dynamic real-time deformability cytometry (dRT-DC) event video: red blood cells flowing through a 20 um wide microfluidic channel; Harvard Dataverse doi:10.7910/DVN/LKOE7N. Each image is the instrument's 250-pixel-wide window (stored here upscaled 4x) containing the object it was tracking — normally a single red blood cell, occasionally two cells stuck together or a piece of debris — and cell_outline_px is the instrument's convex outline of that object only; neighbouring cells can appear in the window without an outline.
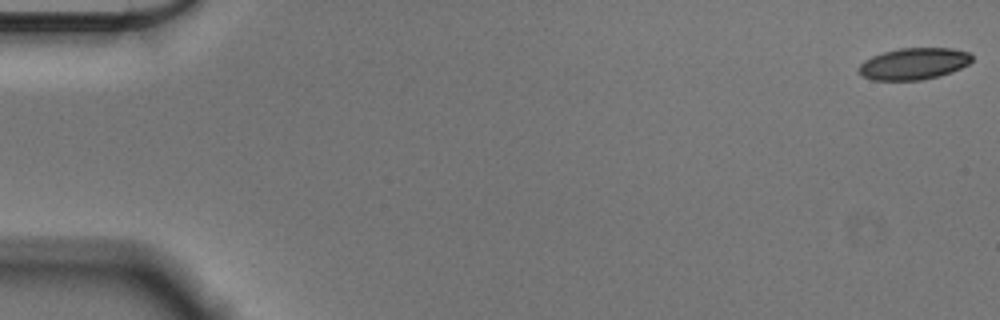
{"species": "Egyptian fruit bat (a non-hibernating species)", "species_latin": "Rousettus aegyptiacus", "temperature_condition": "cold", "stored_images_in_passage": 56, "camera_frame_rate_fps": 3000, "um_per_image_px": 0.085, "animal": {"sex": "male"}, "frame": {"image": 1, "passage_image": 1, "time_ms": 0.0, "image_size_px": [1000, 320], "cell_outline_px": [[972, 60], [968, 64], [952, 72], [940, 76], [920, 80], [872, 80], [864, 76], [860, 72], [860, 64], [864, 60], [872, 56], [884, 52], [900, 48], [952, 48], [968, 52], [972, 56]], "centroid_in_image_um": [77.69, 5.41], "position_along_channel_um": 7.3, "area_um2": 20.75}}
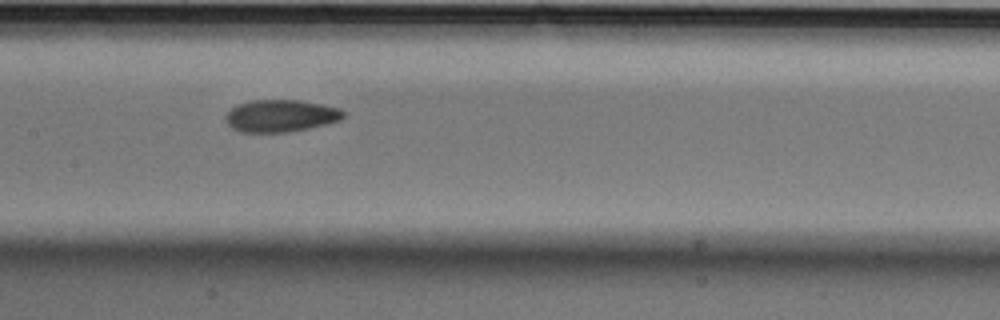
{"frame": {"image": 2, "passage_image": 28, "time_ms": 9.0, "image_size_px": [1000, 320], "cell_outline_px": [[344, 116], [340, 120], [308, 128], [288, 132], [240, 132], [232, 128], [224, 120], [224, 116], [236, 104], [252, 100], [296, 100], [324, 104], [340, 108], [344, 112]], "centroid_in_image_um": [23.83, 9.84], "position_along_channel_um": 183.6, "area_um2": 22.14}}
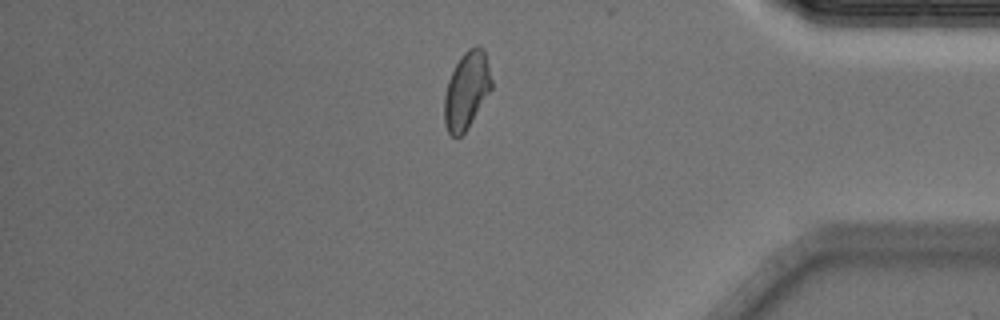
{"frame": {"image": 3, "passage_image": 48, "time_ms": 15.667, "image_size_px": [1000, 320], "cell_outline_px": [[492, 88], [468, 128], [460, 136], [452, 136], [448, 132], [444, 124], [444, 96], [448, 80], [460, 56], [468, 48], [476, 44], [480, 44], [484, 48], [492, 80]], "centroid_in_image_um": [39.66, 7.65], "position_along_channel_um": 395.5, "area_um2": 21.39}, "authors_computed_cell_mechanics": {"area_um2": 21.6461, "velocity_mm_per_s": 3.5792, "shape_relaxation_time_tau1_ms": 8.4065, "shape_relaxation_time_tau2_ms": 3.7497, "deformation_change_tau1": 0.1565, "deformation_change_tau2": 0.0965}}